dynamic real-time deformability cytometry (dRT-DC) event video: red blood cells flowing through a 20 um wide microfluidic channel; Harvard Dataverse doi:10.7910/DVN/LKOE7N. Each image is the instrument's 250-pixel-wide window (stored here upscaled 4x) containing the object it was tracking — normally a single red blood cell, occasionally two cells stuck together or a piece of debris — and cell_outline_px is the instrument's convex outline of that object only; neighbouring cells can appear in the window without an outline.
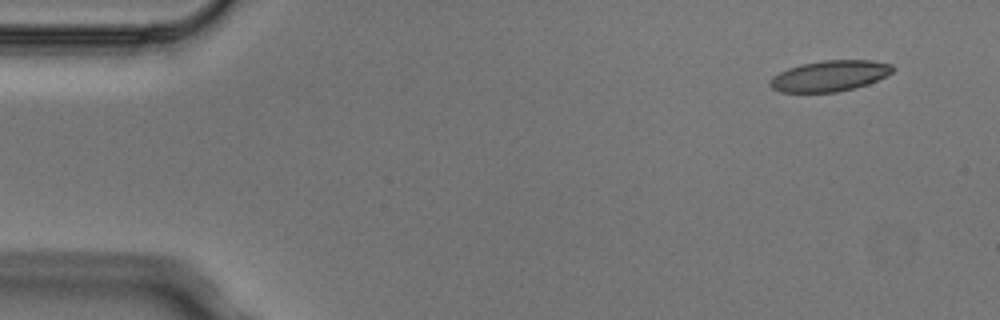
{"species": "Egyptian fruit bat (a non-hibernating species)", "species_latin": "Rousettus aegyptiacus", "temperature_condition": "cold", "stored_images_in_passage": 4, "segment_of_instrument_passage": [2, 2], "camera_frame_rate_fps": 3000, "um_per_image_px": 0.085, "animal": {"sex": "male"}, "frame": {"image": 1, "passage_image": 4, "time_ms": 1.0, "image_size_px": [1000, 320], "cell_outline_px": [[896, 68], [892, 72], [868, 84], [856, 88], [836, 92], [780, 92], [772, 88], [768, 84], [772, 76], [788, 68], [800, 64], [824, 60], [872, 60], [892, 64]], "centroid_in_image_um": [70.52, 6.45], "position_along_channel_um": 14.5, "area_um2": 22.14}}